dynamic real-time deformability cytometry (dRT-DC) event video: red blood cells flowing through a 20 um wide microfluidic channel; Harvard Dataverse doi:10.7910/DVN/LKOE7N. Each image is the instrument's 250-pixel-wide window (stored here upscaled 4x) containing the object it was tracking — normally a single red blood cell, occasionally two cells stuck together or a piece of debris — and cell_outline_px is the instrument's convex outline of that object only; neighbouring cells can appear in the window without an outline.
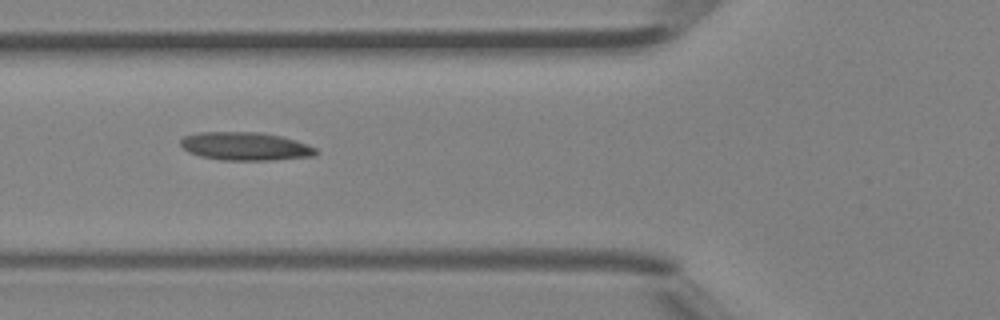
{"species": "Egyptian fruit bat (a non-hibernating species)", "species_latin": "Rousettus aegyptiacus", "temperature_condition": "room temperature", "stored_images_in_passage": 2, "camera_frame_rate_fps": 3000, "um_per_image_px": 0.085, "animal": {"sex": "female"}, "frame": {"image": 1, "passage_image": 2, "time_ms": 0.333, "image_size_px": [1000, 320], "cell_outline_px": [[320, 152], [316, 156], [272, 160], [220, 160], [200, 156], [188, 152], [180, 144], [180, 140], [184, 136], [196, 132], [264, 132], [296, 140], [308, 144], [316, 148]], "centroid_in_image_um": [20.88, 12.43], "position_along_channel_um": 104.9, "area_um2": 22.54}}